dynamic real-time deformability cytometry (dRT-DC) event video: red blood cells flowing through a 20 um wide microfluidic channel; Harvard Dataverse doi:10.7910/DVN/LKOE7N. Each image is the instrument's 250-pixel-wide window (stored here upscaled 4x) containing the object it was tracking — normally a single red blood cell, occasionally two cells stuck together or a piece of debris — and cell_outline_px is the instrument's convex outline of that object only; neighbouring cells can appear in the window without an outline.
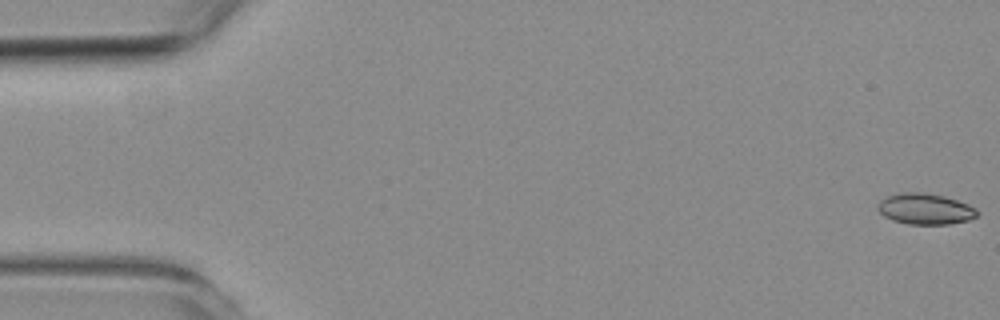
{"species": "common noctule bat (a hibernating species)", "species_latin": "Nyctalus noctula", "temperature_condition": "room temperature", "stored_images_in_passage": 11, "camera_frame_rate_fps": 3000, "um_per_image_px": 0.085, "animal": {"sex": "female", "body_mass_g": 19.3, "forearm_length_mm": 54.1}, "frame": {"image": 1, "passage_image": 1, "time_ms": 0.0, "image_size_px": [1000, 320], "cell_outline_px": [[980, 212], [976, 216], [968, 220], [948, 224], [908, 224], [892, 220], [884, 216], [876, 208], [880, 200], [888, 196], [900, 192], [924, 192], [944, 196], [968, 204], [976, 208]], "centroid_in_image_um": [78.63, 17.75], "position_along_channel_um": 6.4, "area_um2": 17.98}}